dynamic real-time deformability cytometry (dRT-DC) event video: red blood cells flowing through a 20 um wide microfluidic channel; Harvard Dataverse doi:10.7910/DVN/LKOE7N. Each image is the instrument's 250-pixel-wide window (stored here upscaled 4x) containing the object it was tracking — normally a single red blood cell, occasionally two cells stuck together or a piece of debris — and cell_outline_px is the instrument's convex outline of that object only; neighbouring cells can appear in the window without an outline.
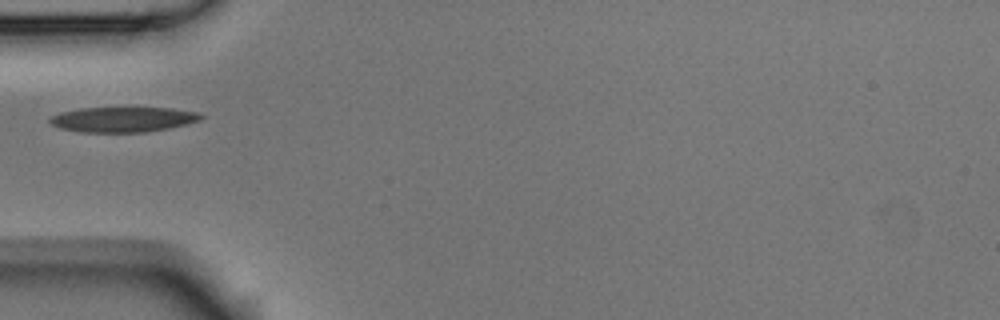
{"species": "Egyptian fruit bat (a non-hibernating species)", "species_latin": "Rousettus aegyptiacus", "temperature_condition": "room temperature", "stored_images_in_passage": 1, "camera_frame_rate_fps": 3000, "um_per_image_px": 0.085, "animal": {"sex": "male"}, "frame": {"image": 1, "passage_image": 1, "time_ms": 0.0, "image_size_px": [1000, 320], "cell_outline_px": [[204, 116], [200, 120], [168, 128], [148, 132], [80, 132], [60, 128], [52, 124], [48, 120], [52, 116], [60, 112], [80, 108], [172, 108], [200, 112]], "centroid_in_image_um": [10.46, 10.15], "position_along_channel_um": 74.5, "area_um2": 22.08}}